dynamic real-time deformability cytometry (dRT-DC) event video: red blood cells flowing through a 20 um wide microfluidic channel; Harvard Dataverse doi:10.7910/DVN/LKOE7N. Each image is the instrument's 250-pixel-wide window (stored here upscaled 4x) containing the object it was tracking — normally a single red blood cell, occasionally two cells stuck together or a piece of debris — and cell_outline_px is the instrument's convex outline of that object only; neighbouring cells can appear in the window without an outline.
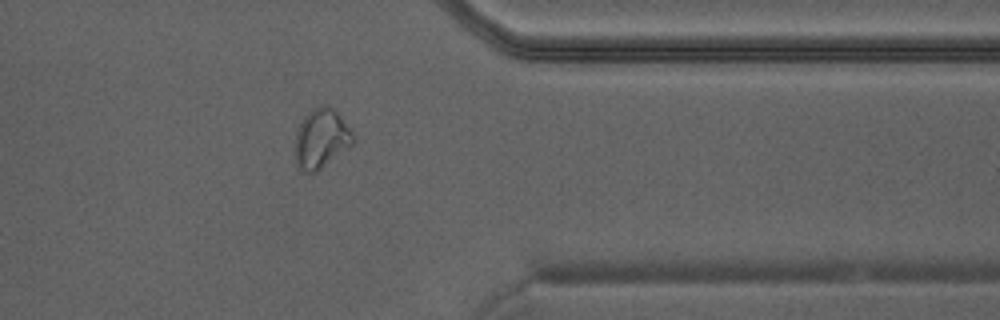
{"species": "Egyptian fruit bat (a non-hibernating species)", "species_latin": "Rousettus aegyptiacus", "temperature_condition": "warm", "stored_images_in_passage": 31, "camera_frame_rate_fps": 3000, "um_per_image_px": 0.085, "animal": {"sex": "male"}, "frame": {"image": 1, "passage_image": 22, "time_ms": 7.0, "image_size_px": [1000, 320], "cell_outline_px": [[356, 140], [352, 144], [316, 172], [304, 172], [300, 168], [296, 160], [296, 128], [304, 116], [312, 108], [324, 104], [328, 104], [336, 108], [352, 132]], "centroid_in_image_um": [27.32, 11.71], "position_along_channel_um": 384.1, "area_um2": 20.11}}